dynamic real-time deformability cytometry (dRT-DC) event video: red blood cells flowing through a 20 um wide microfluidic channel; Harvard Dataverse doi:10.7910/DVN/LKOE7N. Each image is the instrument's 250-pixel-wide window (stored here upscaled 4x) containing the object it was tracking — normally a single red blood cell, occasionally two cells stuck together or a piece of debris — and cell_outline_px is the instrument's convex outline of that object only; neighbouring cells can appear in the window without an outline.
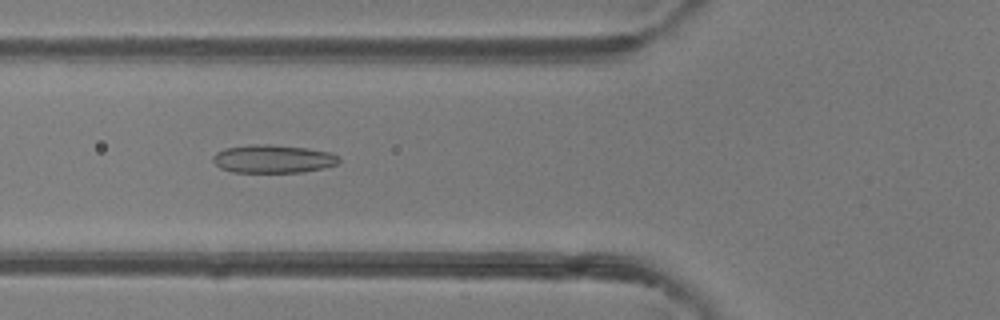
{"species": "common noctule bat (a hibernating species)", "species_latin": "Nyctalus noctula", "temperature_condition": "room temperature", "stored_images_in_passage": 39, "camera_frame_rate_fps": 3000, "um_per_image_px": 0.085, "animal": {"sex": "female"}, "frame": {"image": 1, "passage_image": 8, "time_ms": 2.333, "image_size_px": [1000, 320], "cell_outline_px": [[340, 160], [336, 164], [324, 168], [304, 172], [232, 172], [220, 168], [212, 160], [212, 156], [216, 152], [224, 148], [252, 144], [268, 144], [308, 148], [332, 152], [340, 156]], "centroid_in_image_um": [23.22, 13.5], "position_along_channel_um": 102.6, "area_um2": 20.92}}
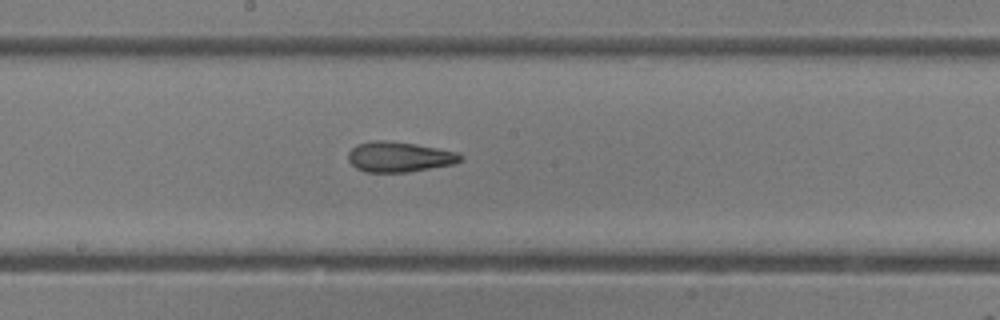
{"frame": {"image": 2, "passage_image": 16, "time_ms": 5.0, "image_size_px": [1000, 320], "cell_outline_px": [[464, 160], [456, 164], [408, 172], [364, 172], [356, 168], [348, 160], [348, 152], [356, 144], [372, 140], [384, 140], [416, 144], [456, 152], [464, 156]], "centroid_in_image_um": [33.95, 13.34], "position_along_channel_um": 214.3, "area_um2": 20.0}}
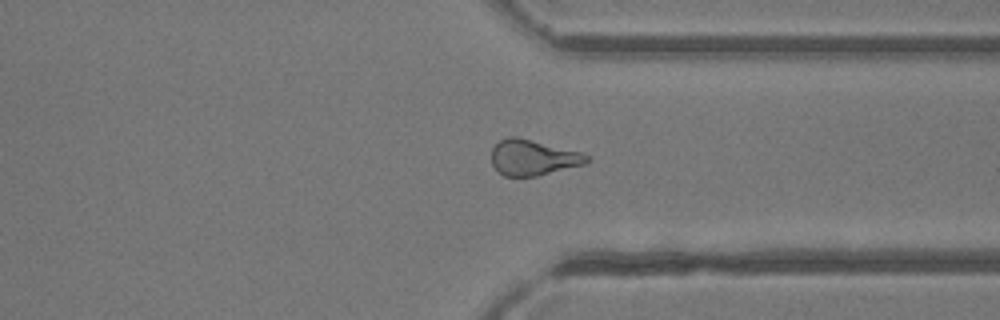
{"frame": {"image": 3, "passage_image": 27, "time_ms": 8.667, "image_size_px": [1000, 320], "cell_outline_px": [[592, 160], [584, 164], [536, 176], [504, 176], [492, 164], [492, 148], [500, 140], [508, 136], [516, 136], [580, 152], [588, 156]], "centroid_in_image_um": [45.3, 13.38], "position_along_channel_um": 366.1, "area_um2": 19.54}, "authors_computed_cell_mechanics": {"area_um2": 20.0566, "velocity_mm_per_s": 4.1638, "shape_relaxation_time_tau1_ms": 11.1114, "shape_relaxation_time_tau2_ms": 2.1714, "deformation_change_tau1": 0.2224, "deformation_change_tau2": 0.1069}}